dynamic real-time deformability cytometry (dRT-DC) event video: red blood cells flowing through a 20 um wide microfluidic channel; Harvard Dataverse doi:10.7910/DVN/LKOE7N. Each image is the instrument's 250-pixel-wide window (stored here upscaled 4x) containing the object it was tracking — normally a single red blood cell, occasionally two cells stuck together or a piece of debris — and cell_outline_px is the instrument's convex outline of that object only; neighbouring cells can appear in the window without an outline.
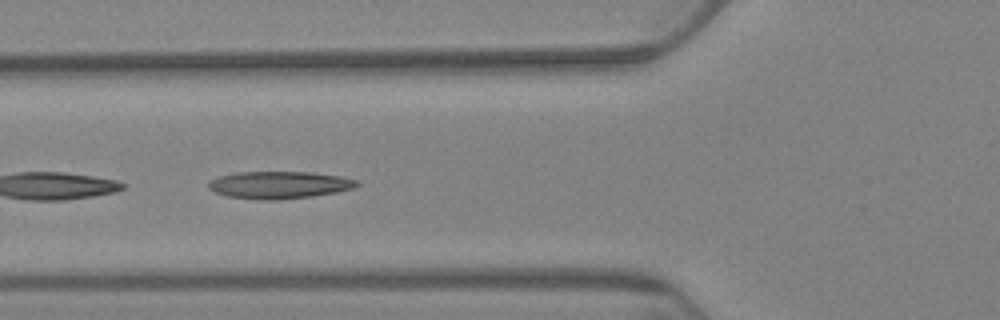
{"species": "Egyptian fruit bat (a non-hibernating species)", "species_latin": "Rousettus aegyptiacus", "temperature_condition": "warm", "stored_images_in_passage": 10, "camera_frame_rate_fps": 3000, "um_per_image_px": 0.085, "animal": {"sex": "female"}, "frame": {"image": 1, "passage_image": 8, "time_ms": 9.0, "image_size_px": [1000, 320], "cell_outline_px": [[360, 184], [356, 188], [336, 192], [312, 196], [276, 200], [260, 200], [228, 196], [216, 192], [208, 188], [208, 184], [212, 180], [220, 176], [236, 172], [312, 172], [340, 176], [356, 180]], "centroid_in_image_um": [23.77, 15.72], "position_along_channel_um": 102.0, "area_um2": 23.52}}
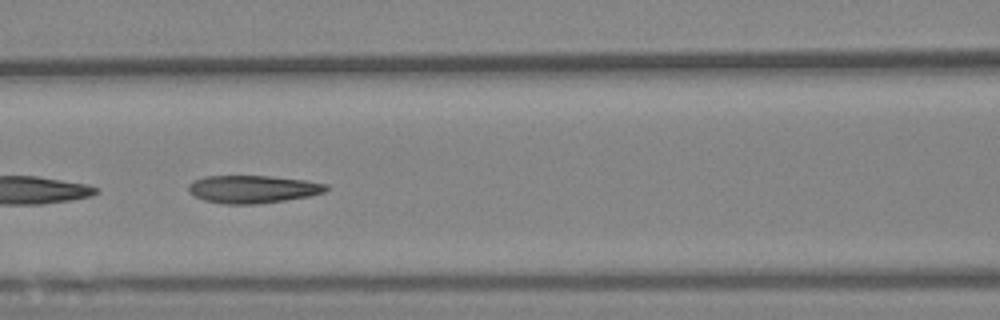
{"frame": {"image": 2, "passage_image": 9, "time_ms": 10.333, "image_size_px": [1000, 320], "cell_outline_px": [[328, 188], [324, 192], [308, 196], [260, 204], [224, 204], [204, 200], [188, 192], [188, 184], [192, 180], [204, 176], [272, 176], [308, 180], [328, 184]], "centroid_in_image_um": [21.47, 16.07], "position_along_channel_um": 145.1, "area_um2": 22.43}}